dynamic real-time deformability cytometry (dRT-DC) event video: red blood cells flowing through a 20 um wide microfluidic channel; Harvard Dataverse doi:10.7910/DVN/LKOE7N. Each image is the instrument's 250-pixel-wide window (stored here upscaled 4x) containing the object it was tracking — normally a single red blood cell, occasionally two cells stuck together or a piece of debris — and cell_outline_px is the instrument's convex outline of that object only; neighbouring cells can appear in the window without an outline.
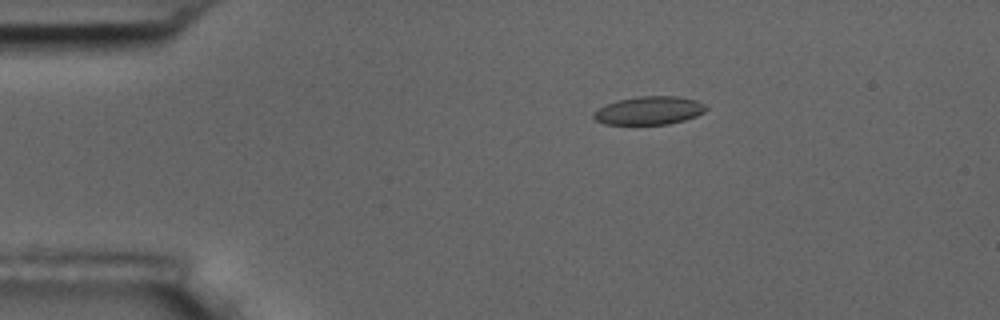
{"species": "common noctule bat (a hibernating species)", "species_latin": "Nyctalus noctula", "temperature_condition": "room temperature", "stored_images_in_passage": 7, "camera_frame_rate_fps": 3000, "um_per_image_px": 0.085, "animal": {"sex": "male", "body_mass_g": 17.5, "forearm_length_mm": 52.3}, "frame": {"image": 1, "passage_image": 4, "time_ms": 3.333, "image_size_px": [1000, 320], "cell_outline_px": [[708, 108], [704, 112], [696, 116], [684, 120], [668, 124], [604, 124], [596, 120], [592, 116], [592, 112], [604, 104], [616, 100], [640, 96], [680, 96], [696, 100], [704, 104]], "centroid_in_image_um": [55.15, 9.38], "position_along_channel_um": 29.9, "area_um2": 18.67}}
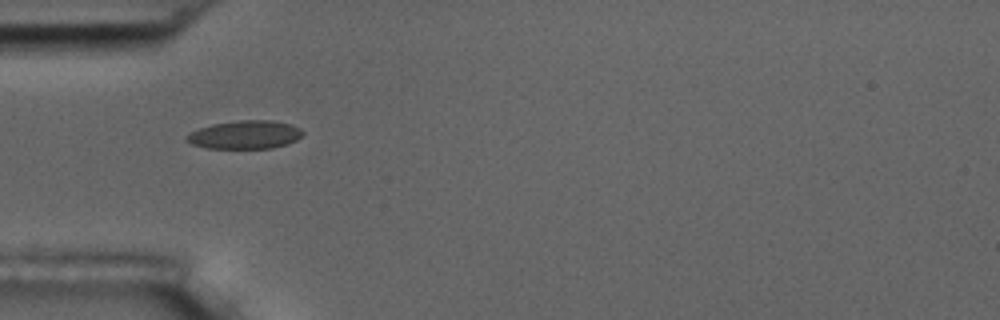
{"frame": {"image": 2, "passage_image": 6, "time_ms": 5.667, "image_size_px": [1000, 320], "cell_outline_px": [[304, 132], [296, 140], [288, 144], [272, 148], [208, 148], [192, 144], [184, 140], [184, 136], [200, 128], [212, 124], [240, 120], [272, 120], [292, 124], [300, 128]], "centroid_in_image_um": [20.83, 11.45], "position_along_channel_um": 64.2, "area_um2": 19.19}}